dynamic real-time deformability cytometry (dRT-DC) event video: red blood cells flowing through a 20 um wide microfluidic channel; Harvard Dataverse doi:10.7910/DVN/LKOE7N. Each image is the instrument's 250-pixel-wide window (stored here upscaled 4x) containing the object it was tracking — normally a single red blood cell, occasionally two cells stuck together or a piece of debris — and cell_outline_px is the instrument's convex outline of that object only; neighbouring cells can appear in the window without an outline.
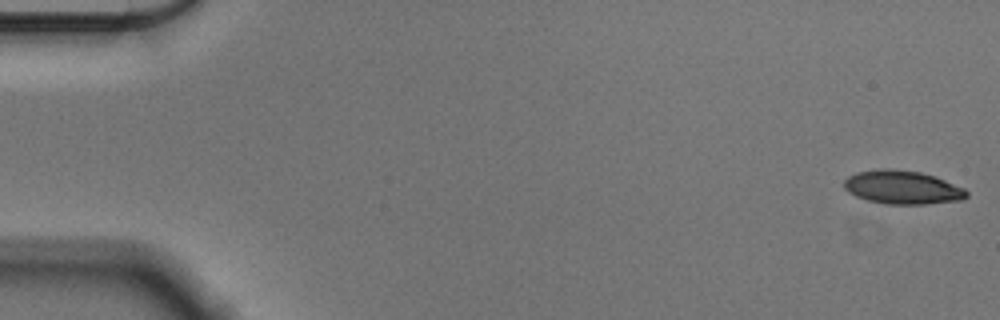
{"species": "Egyptian fruit bat (a non-hibernating species)", "species_latin": "Rousettus aegyptiacus", "temperature_condition": "cold", "stored_images_in_passage": 54, "camera_frame_rate_fps": 3000, "um_per_image_px": 0.085, "animal": {"sex": "male"}, "frame": {"image": 1, "passage_image": 1, "time_ms": 0.0, "image_size_px": [1000, 320], "cell_outline_px": [[968, 196], [964, 200], [924, 204], [884, 204], [868, 200], [856, 196], [848, 192], [844, 188], [844, 180], [848, 176], [856, 172], [884, 168], [888, 168], [920, 172], [944, 180], [964, 188], [968, 192]], "centroid_in_image_um": [76.7, 15.93], "position_along_channel_um": 8.3, "area_um2": 23.93}}
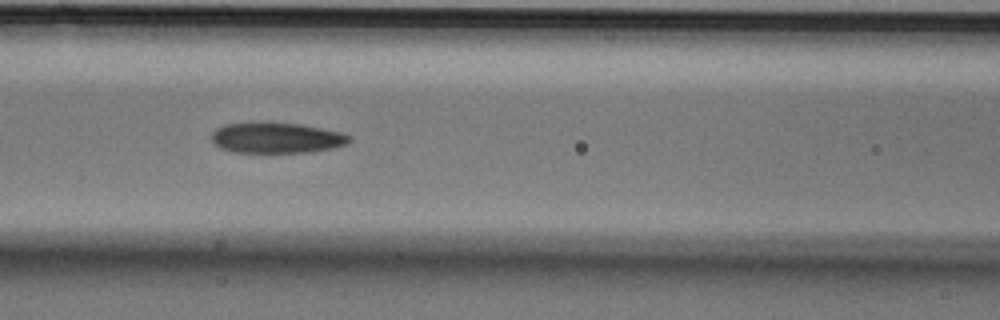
{"frame": {"image": 2, "passage_image": 24, "time_ms": 7.667, "image_size_px": [1000, 320], "cell_outline_px": [[352, 140], [348, 144], [332, 148], [304, 152], [232, 152], [220, 148], [212, 140], [212, 132], [216, 128], [224, 124], [300, 124], [340, 132], [352, 136]], "centroid_in_image_um": [23.53, 11.74], "position_along_channel_um": 143.1, "area_um2": 23.99}}
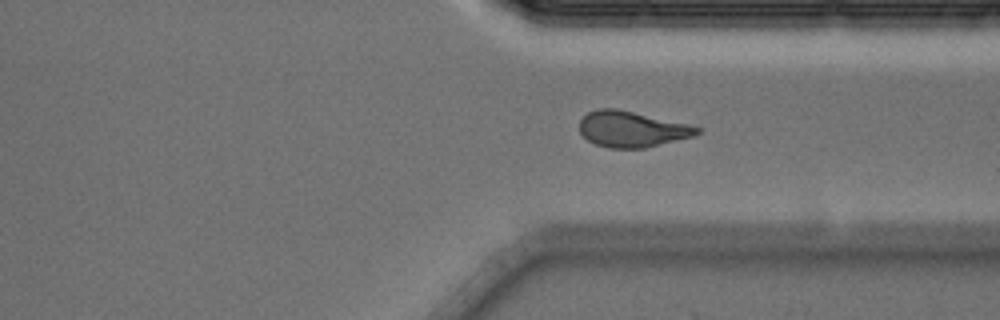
{"frame": {"image": 3, "passage_image": 42, "time_ms": 13.667, "image_size_px": [1000, 320], "cell_outline_px": [[700, 132], [696, 136], [644, 148], [608, 148], [596, 144], [588, 140], [580, 132], [580, 120], [588, 112], [600, 108], [616, 108], [688, 124], [700, 128]], "centroid_in_image_um": [53.71, 10.98], "position_along_channel_um": 357.7, "area_um2": 24.45}, "authors_computed_cell_mechanics": {"area_um2": 25.0852, "velocity_mm_per_s": 3.5827, "shape_relaxation_time_tau1_ms": 6.3799, "shape_relaxation_time_tau2_ms": 2.0899, "deformation_change_tau1": 0.1577, "deformation_change_tau2": 0.095}}